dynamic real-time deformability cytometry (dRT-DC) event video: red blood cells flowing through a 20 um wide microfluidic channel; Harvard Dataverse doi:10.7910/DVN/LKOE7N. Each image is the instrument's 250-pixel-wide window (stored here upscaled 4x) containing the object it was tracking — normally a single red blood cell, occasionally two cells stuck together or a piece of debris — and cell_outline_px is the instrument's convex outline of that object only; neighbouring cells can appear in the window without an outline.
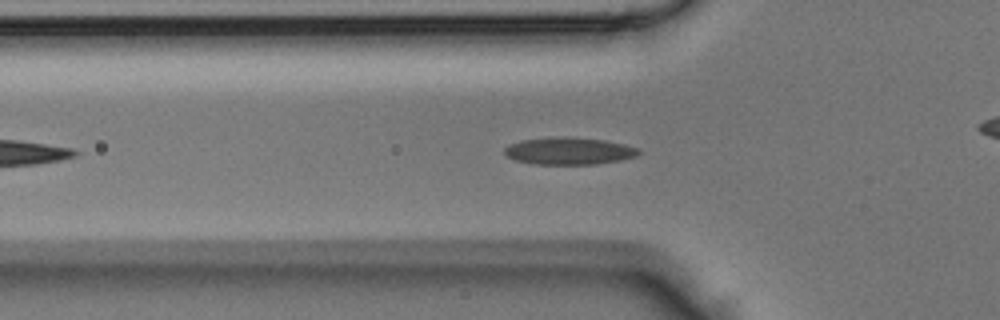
{"species": "Egyptian fruit bat (a non-hibernating species)", "species_latin": "Rousettus aegyptiacus", "temperature_condition": "room temperature", "stored_images_in_passage": 30, "camera_frame_rate_fps": 3000, "um_per_image_px": 0.085, "animal": {"sex": "male"}, "frame": {"image": 1, "passage_image": 7, "time_ms": 2.0, "image_size_px": [1000, 320], "cell_outline_px": [[640, 152], [636, 156], [620, 160], [596, 164], [536, 164], [516, 160], [508, 156], [504, 152], [504, 148], [508, 144], [520, 140], [552, 136], [568, 136], [604, 140], [624, 144], [640, 148]], "centroid_in_image_um": [48.35, 12.81], "position_along_channel_um": 77.4, "area_um2": 21.44}}
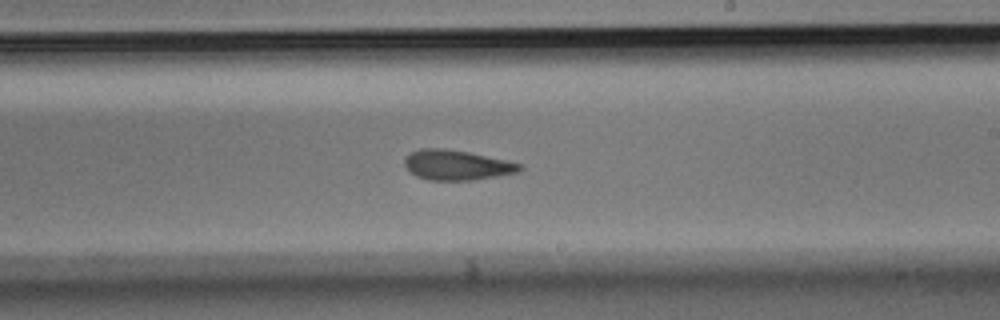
{"frame": {"image": 2, "passage_image": 18, "time_ms": 5.667, "image_size_px": [1000, 320], "cell_outline_px": [[524, 168], [520, 172], [472, 180], [428, 180], [416, 176], [404, 164], [404, 160], [412, 152], [420, 148], [444, 148], [468, 152], [524, 164]], "centroid_in_image_um": [38.87, 14.03], "position_along_channel_um": 250.1, "area_um2": 20.06}}
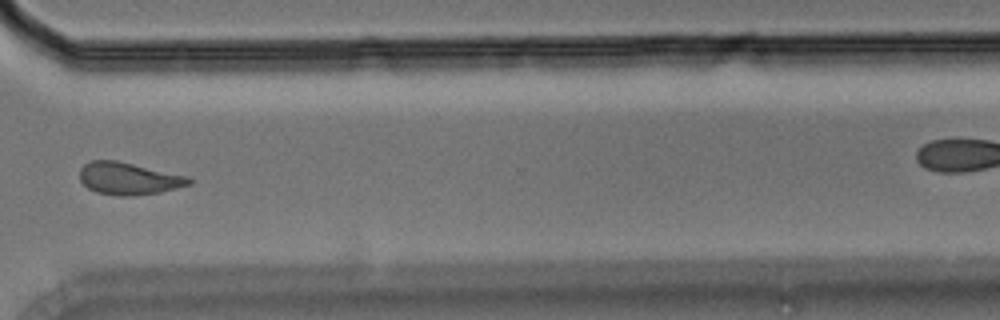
{"frame": {"image": 3, "passage_image": 25, "time_ms": 8.0, "image_size_px": [1000, 320], "cell_outline_px": [[192, 184], [160, 192], [136, 196], [120, 196], [96, 192], [88, 188], [80, 180], [80, 168], [84, 164], [92, 160], [116, 160], [188, 176], [192, 180]], "centroid_in_image_um": [10.94, 15.18], "position_along_channel_um": 359.7, "area_um2": 20.58}}